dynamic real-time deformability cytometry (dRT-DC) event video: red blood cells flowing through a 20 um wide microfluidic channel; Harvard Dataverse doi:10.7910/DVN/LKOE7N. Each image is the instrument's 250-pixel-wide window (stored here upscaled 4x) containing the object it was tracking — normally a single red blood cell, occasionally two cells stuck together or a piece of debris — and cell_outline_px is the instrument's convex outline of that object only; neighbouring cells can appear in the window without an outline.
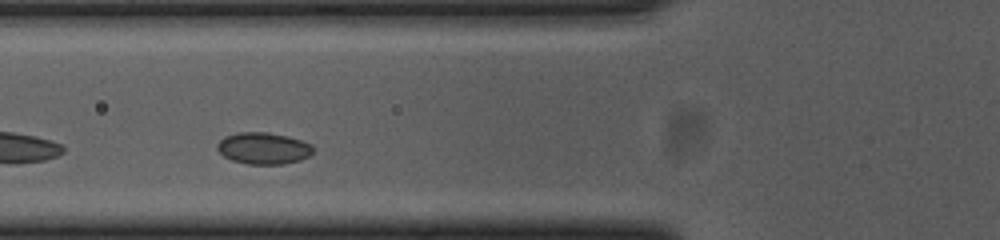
{"species": "common noctule bat (a hibernating species)", "species_latin": "Nyctalus noctula", "temperature_condition": "cold", "stored_images_in_passage": 34, "camera_frame_rate_fps": 3000, "um_per_image_px": 0.085, "animal": {"sex": "female", "body_mass_g": 23.0, "forearm_length_mm": 53.4}, "frame": {"image": 1, "passage_image": 10, "time_ms": 3.0, "image_size_px": [1000, 240], "cell_outline_px": [[312, 152], [308, 156], [300, 160], [284, 164], [248, 164], [232, 160], [224, 156], [216, 148], [216, 144], [224, 136], [236, 132], [268, 132], [288, 136], [312, 144]], "centroid_in_image_um": [22.37, 12.59], "position_along_channel_um": 103.4, "area_um2": 17.74}}
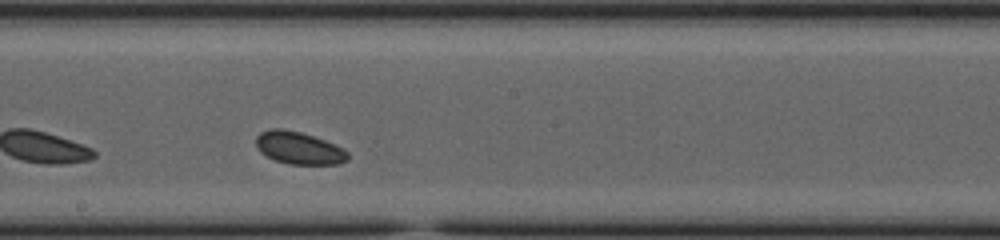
{"frame": {"image": 2, "passage_image": 20, "time_ms": 6.333, "image_size_px": [1000, 240], "cell_outline_px": [[348, 160], [340, 164], [288, 164], [276, 160], [260, 152], [256, 148], [256, 136], [260, 132], [272, 128], [280, 128], [300, 132], [324, 140], [344, 148], [348, 152]], "centroid_in_image_um": [25.4, 12.58], "position_along_channel_um": 222.8, "area_um2": 17.34}}